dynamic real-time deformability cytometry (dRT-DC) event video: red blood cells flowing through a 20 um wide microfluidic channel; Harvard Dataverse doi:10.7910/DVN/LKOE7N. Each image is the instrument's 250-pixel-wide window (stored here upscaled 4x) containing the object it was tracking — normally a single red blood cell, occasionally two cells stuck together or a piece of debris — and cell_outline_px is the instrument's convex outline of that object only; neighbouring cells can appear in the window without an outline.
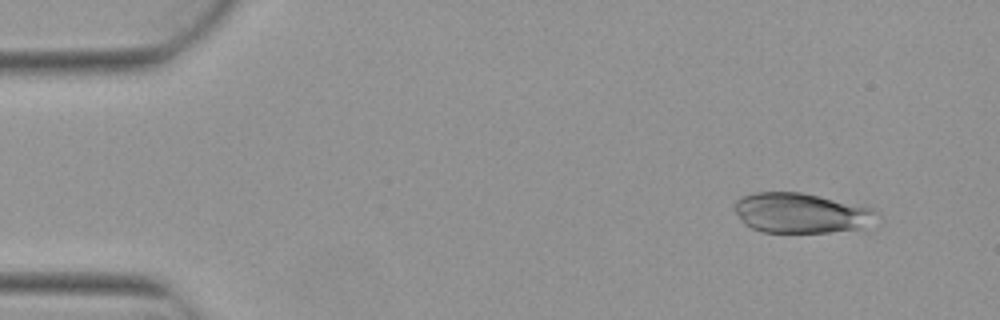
{"species": "Egyptian fruit bat (a non-hibernating species)", "species_latin": "Rousettus aegyptiacus", "temperature_condition": "warm", "stored_images_in_passage": 5, "camera_frame_rate_fps": 3000, "um_per_image_px": 0.085, "animal": {"sex": "female"}, "frame": {"image": 1, "passage_image": 2, "time_ms": 0.333, "image_size_px": [1000, 320], "cell_outline_px": [[880, 224], [864, 228], [828, 232], [760, 232], [744, 224], [736, 212], [732, 204], [740, 196], [752, 192], [800, 192], [820, 196], [876, 208], [880, 216]], "centroid_in_image_um": [68.18, 18.11], "position_along_channel_um": 16.8, "area_um2": 34.04}}
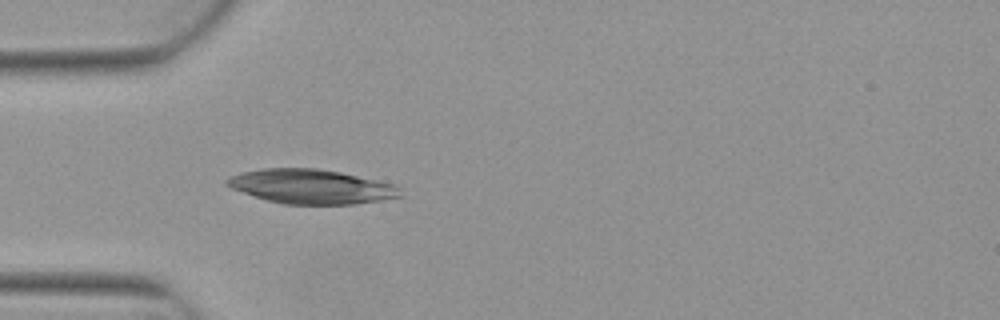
{"frame": {"image": 2, "passage_image": 5, "time_ms": 1.333, "image_size_px": [1000, 320], "cell_outline_px": [[404, 196], [380, 200], [352, 204], [284, 204], [268, 200], [232, 188], [224, 184], [224, 180], [228, 176], [240, 172], [264, 168], [316, 168], [340, 172], [396, 184]], "centroid_in_image_um": [26.45, 15.84], "position_along_channel_um": 58.5, "area_um2": 34.68}}